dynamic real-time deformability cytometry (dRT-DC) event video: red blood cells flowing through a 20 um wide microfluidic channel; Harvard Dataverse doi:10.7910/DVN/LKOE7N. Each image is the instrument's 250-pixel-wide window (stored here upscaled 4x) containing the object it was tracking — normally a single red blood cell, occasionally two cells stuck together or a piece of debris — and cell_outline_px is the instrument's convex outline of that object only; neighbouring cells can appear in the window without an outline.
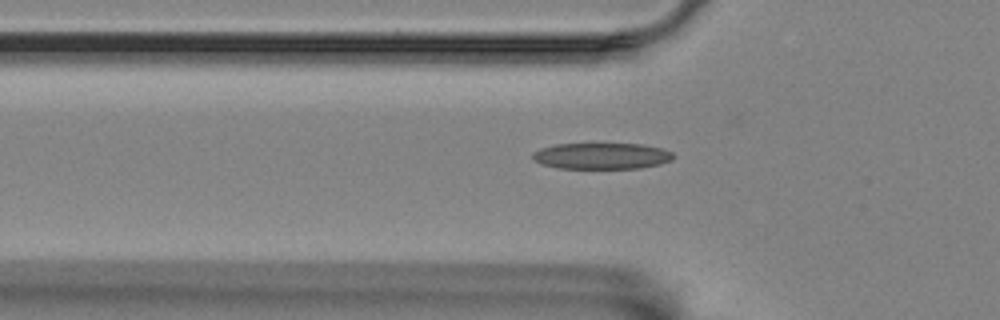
{"species": "Egyptian fruit bat (a non-hibernating species)", "species_latin": "Rousettus aegyptiacus", "temperature_condition": "room temperature", "stored_images_in_passage": 4, "segment_of_instrument_passage": [2, 2], "camera_frame_rate_fps": 3000, "um_per_image_px": 0.085, "animal": {"sex": "female"}, "frame": {"image": 1, "passage_image": 4, "time_ms": 3.667, "image_size_px": [1000, 320], "cell_outline_px": [[676, 156], [672, 160], [660, 164], [640, 168], [560, 168], [544, 164], [532, 160], [532, 152], [540, 148], [556, 144], [640, 144], [660, 148], [672, 152]], "centroid_in_image_um": [51.14, 13.25], "position_along_channel_um": 74.7, "area_um2": 21.44}}